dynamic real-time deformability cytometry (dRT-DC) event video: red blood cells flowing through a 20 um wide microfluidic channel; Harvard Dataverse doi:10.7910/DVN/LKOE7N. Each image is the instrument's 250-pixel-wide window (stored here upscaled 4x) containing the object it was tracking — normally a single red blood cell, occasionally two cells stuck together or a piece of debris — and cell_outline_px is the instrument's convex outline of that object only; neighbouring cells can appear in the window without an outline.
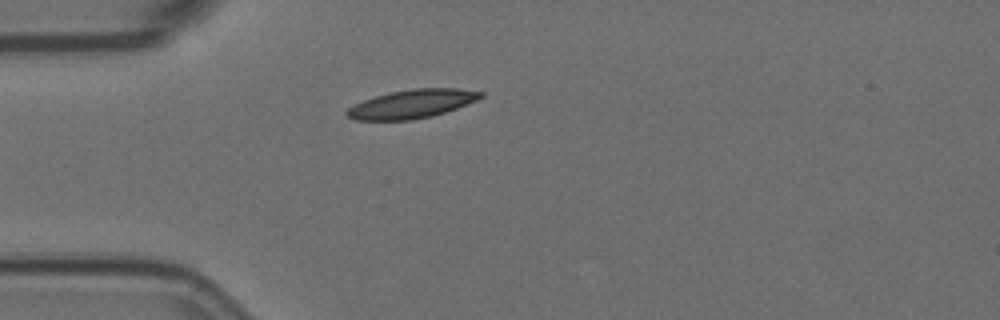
{"species": "Egyptian fruit bat (a non-hibernating species)", "species_latin": "Rousettus aegyptiacus", "temperature_condition": "room temperature", "stored_images_in_passage": 3, "camera_frame_rate_fps": 3000, "um_per_image_px": 0.085, "animal": {"sex": "female"}, "frame": {"image": 1, "passage_image": 3, "time_ms": 0.667, "image_size_px": [1000, 320], "cell_outline_px": [[484, 96], [476, 100], [456, 108], [432, 116], [412, 120], [356, 120], [348, 116], [344, 112], [348, 108], [364, 100], [388, 92], [416, 88], [456, 88], [484, 92]], "centroid_in_image_um": [35.02, 8.83], "position_along_channel_um": 50.0, "area_um2": 22.14}}